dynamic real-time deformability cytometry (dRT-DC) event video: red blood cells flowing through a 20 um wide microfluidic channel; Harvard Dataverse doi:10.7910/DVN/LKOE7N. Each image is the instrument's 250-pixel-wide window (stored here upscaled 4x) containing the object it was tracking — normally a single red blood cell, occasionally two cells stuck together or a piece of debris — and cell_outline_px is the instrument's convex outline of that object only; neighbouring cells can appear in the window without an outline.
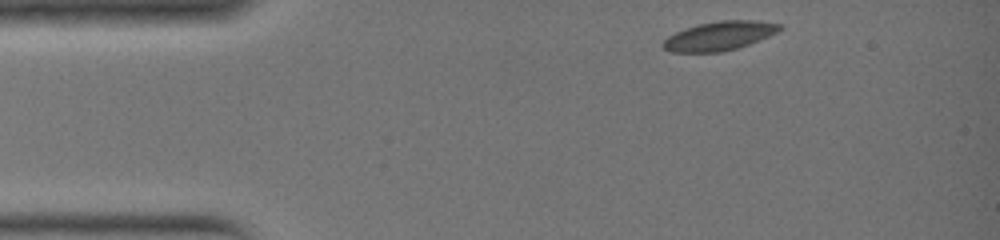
{"species": "common noctule bat (a hibernating species)", "species_latin": "Nyctalus noctula", "temperature_condition": "warm", "stored_images_in_passage": 27, "camera_frame_rate_fps": 3000, "um_per_image_px": 0.085, "animal": {"sex": "female", "body_mass_g": 19.0, "forearm_length_mm": 51.5}, "frame": {"image": 1, "passage_image": 1, "time_ms": 0.0, "image_size_px": [1000, 240], "cell_outline_px": [[784, 28], [768, 36], [748, 44], [736, 48], [720, 52], [668, 52], [660, 44], [668, 36], [676, 32], [700, 24], [720, 20], [760, 20], [784, 24]], "centroid_in_image_um": [61.17, 3.04], "position_along_channel_um": 23.8, "area_um2": 19.65}}
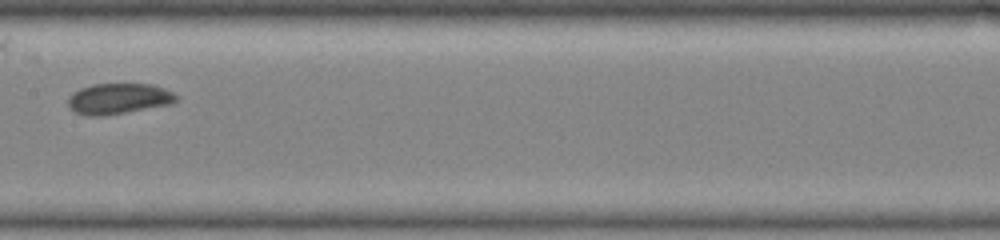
{"frame": {"image": 2, "passage_image": 14, "time_ms": 4.333, "image_size_px": [1000, 240], "cell_outline_px": [[180, 100], [172, 104], [104, 116], [88, 116], [76, 112], [68, 108], [68, 96], [72, 92], [80, 88], [92, 84], [152, 84], [164, 88], [180, 96]], "centroid_in_image_um": [10.09, 8.39], "position_along_channel_um": 197.3, "area_um2": 19.71}}
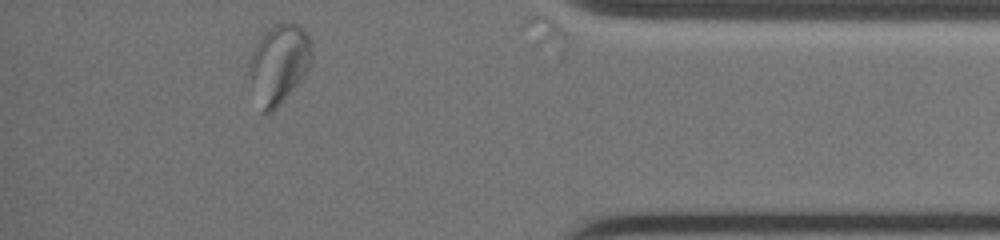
{"frame": {"image": 3, "passage_image": 27, "time_ms": 8.667, "image_size_px": [1000, 240], "cell_outline_px": [[312, 48], [308, 68], [304, 76], [276, 108], [272, 112], [264, 112], [252, 80], [248, 68], [248, 60], [256, 44], [264, 32], [268, 28], [280, 20], [296, 24], [308, 36], [312, 44]], "centroid_in_image_um": [23.72, 5.33], "position_along_channel_um": 411.5, "area_um2": 28.03}}